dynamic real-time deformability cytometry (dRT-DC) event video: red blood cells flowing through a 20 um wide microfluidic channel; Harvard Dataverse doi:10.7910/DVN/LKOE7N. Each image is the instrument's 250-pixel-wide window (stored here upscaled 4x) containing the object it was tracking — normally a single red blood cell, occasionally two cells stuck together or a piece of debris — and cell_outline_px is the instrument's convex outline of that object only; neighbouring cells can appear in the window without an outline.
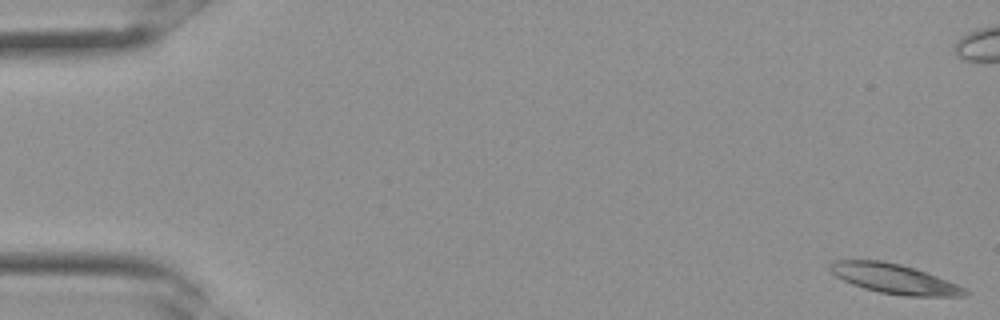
{"species": "Egyptian fruit bat (a non-hibernating species)", "species_latin": "Rousettus aegyptiacus", "temperature_condition": "room temperature", "stored_images_in_passage": 34, "camera_frame_rate_fps": 3000, "um_per_image_px": 0.085, "frame": {"image": 1, "passage_image": 1, "time_ms": 0.0, "image_size_px": [1000, 320], "cell_outline_px": [[968, 296], [904, 296], [880, 292], [864, 288], [852, 284], [836, 276], [828, 268], [828, 264], [832, 260], [884, 260], [900, 264], [936, 276], [956, 284], [964, 288], [968, 292]], "centroid_in_image_um": [75.96, 23.69], "position_along_channel_um": 9.0, "area_um2": 23.12}}
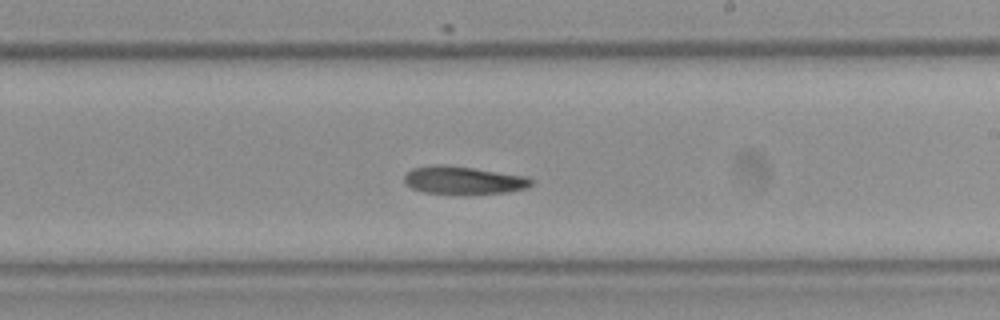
{"frame": {"image": 2, "passage_image": 20, "time_ms": 6.333, "image_size_px": [1000, 320], "cell_outline_px": [[536, 180], [528, 188], [508, 192], [424, 192], [412, 188], [404, 180], [404, 172], [412, 168], [436, 164], [444, 164], [528, 176]], "centroid_in_image_um": [39.42, 15.28], "position_along_channel_um": 249.6, "area_um2": 20.17}}
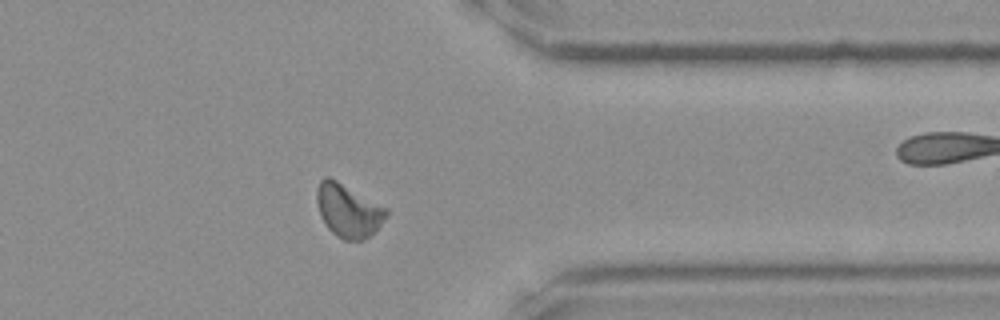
{"frame": {"image": 3, "passage_image": 27, "time_ms": 8.667, "image_size_px": [1000, 320], "cell_outline_px": [[388, 216], [376, 232], [364, 240], [344, 240], [336, 236], [324, 224], [320, 216], [316, 200], [316, 188], [320, 180], [324, 176], [328, 176], [336, 180], [388, 208]], "centroid_in_image_um": [29.61, 17.91], "position_along_channel_um": 381.8, "area_um2": 21.91}}